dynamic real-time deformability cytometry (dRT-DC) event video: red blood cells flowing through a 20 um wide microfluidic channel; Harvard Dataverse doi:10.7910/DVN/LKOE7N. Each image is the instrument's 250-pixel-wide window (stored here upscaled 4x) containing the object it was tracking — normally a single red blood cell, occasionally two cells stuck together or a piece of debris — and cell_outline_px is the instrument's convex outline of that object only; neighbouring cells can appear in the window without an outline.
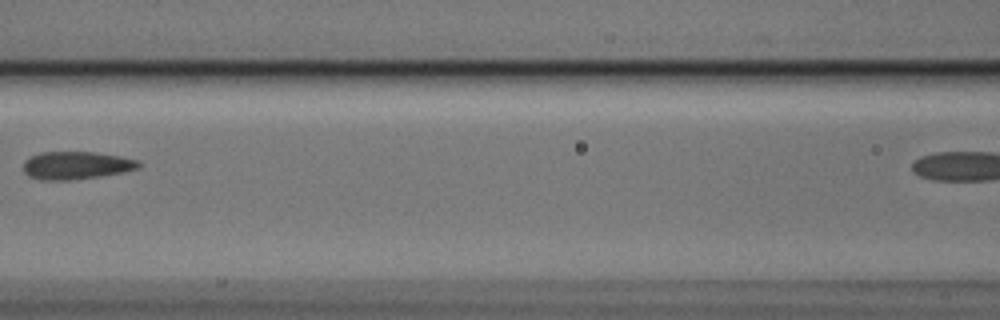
{"species": "Egyptian fruit bat (a non-hibernating species)", "species_latin": "Rousettus aegyptiacus", "temperature_condition": "cold", "stored_images_in_passage": 7, "segment_of_instrument_passage": [1, 2], "camera_frame_rate_fps": 3000, "um_per_image_px": 0.085, "animal": {"sex": "male"}, "frame": {"image": 1, "passage_image": 5, "time_ms": 1.333, "image_size_px": [1000, 320], "cell_outline_px": [[140, 168], [124, 172], [100, 176], [68, 180], [40, 180], [28, 176], [24, 172], [24, 160], [40, 152], [92, 152], [120, 156], [136, 160], [140, 164]], "centroid_in_image_um": [6.46, 14.06], "position_along_channel_um": 160.1, "area_um2": 18.61}}
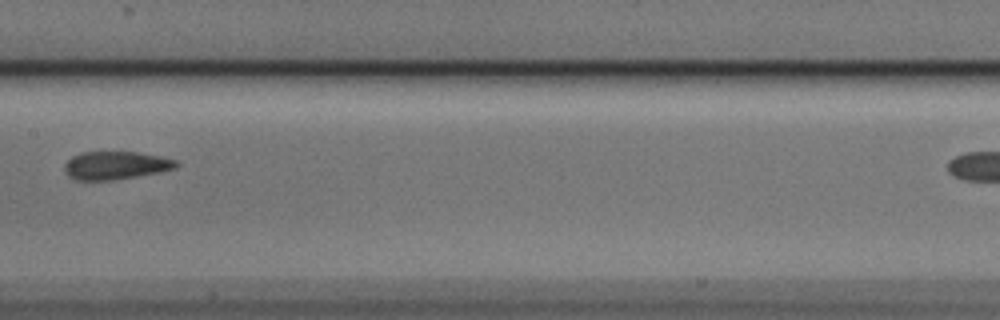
{"frame": {"image": 2, "passage_image": 6, "time_ms": 1.667, "image_size_px": [1000, 320], "cell_outline_px": [[180, 164], [176, 168], [160, 172], [112, 180], [76, 180], [68, 176], [64, 172], [64, 164], [72, 156], [84, 152], [136, 152], [160, 156], [176, 160]], "centroid_in_image_um": [9.82, 14.06], "position_along_channel_um": 197.6, "area_um2": 18.26}}